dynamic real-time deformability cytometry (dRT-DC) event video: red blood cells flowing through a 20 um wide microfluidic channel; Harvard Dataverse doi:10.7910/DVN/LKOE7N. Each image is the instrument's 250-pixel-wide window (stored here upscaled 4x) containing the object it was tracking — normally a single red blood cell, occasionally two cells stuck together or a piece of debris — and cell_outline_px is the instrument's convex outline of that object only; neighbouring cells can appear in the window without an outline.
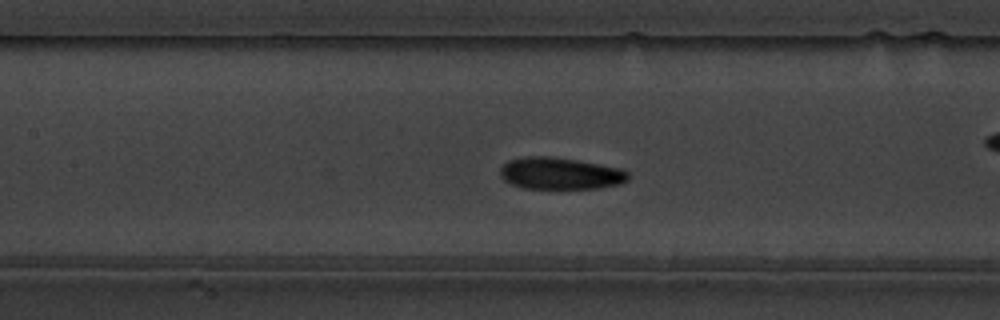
{"species": "common noctule bat (a hibernating species)", "species_latin": "Nyctalus noctula", "temperature_condition": "warm", "stored_images_in_passage": 46, "camera_frame_rate_fps": 3000, "um_per_image_px": 0.085, "animal": {"sex": "male", "body_mass_g": 19.5, "forearm_length_mm": 54.6}, "frame": {"image": 1, "passage_image": 14, "time_ms": 4.333, "image_size_px": [1000, 320], "cell_outline_px": [[628, 180], [620, 184], [596, 188], [524, 188], [512, 184], [504, 180], [500, 176], [500, 168], [508, 160], [524, 156], [548, 156], [576, 160], [624, 168], [628, 172]], "centroid_in_image_um": [47.62, 14.73], "position_along_channel_um": 159.8, "area_um2": 23.81}}
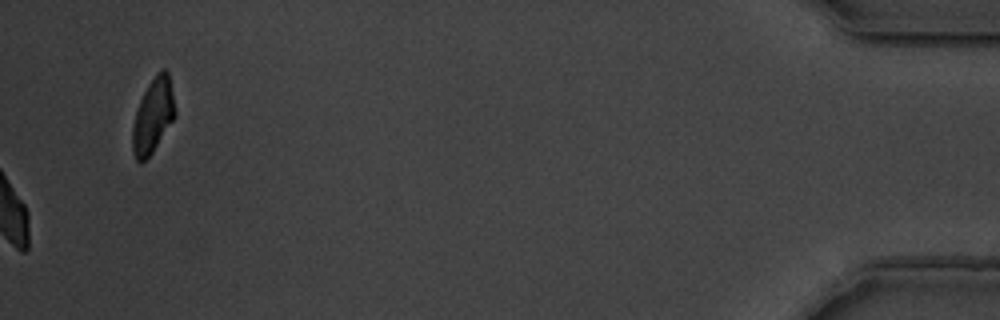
{"frame": {"image": 2, "passage_image": 46, "time_ms": 15.0, "image_size_px": [1000, 320], "cell_outline_px": [[176, 116], [152, 152], [140, 164], [136, 160], [132, 148], [132, 128], [136, 112], [140, 100], [148, 84], [156, 72], [160, 68], [164, 68], [168, 72], [176, 112]], "centroid_in_image_um": [13.01, 9.81], "position_along_channel_um": 422.2, "area_um2": 18.38}, "authors_computed_cell_mechanics": {"area_um2": 23.6691, "velocity_mm_per_s": 3.5758, "shape_relaxation_time_tau1_ms": 2.4036, "shape_relaxation_time_tau2_ms": 2.2176, "deformation_change_tau1": 0.1092, "deformation_change_tau2": 0.0671}}